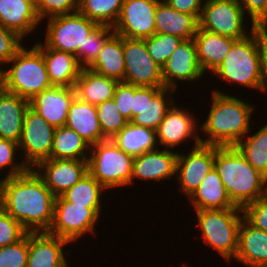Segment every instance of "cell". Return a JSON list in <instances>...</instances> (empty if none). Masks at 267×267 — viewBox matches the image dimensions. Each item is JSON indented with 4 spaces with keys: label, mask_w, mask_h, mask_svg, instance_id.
Here are the masks:
<instances>
[{
    "label": "cell",
    "mask_w": 267,
    "mask_h": 267,
    "mask_svg": "<svg viewBox=\"0 0 267 267\" xmlns=\"http://www.w3.org/2000/svg\"><path fill=\"white\" fill-rule=\"evenodd\" d=\"M180 106L175 102L156 129L157 142L161 148L175 151L176 146L179 149L182 143L185 146L187 140L189 142L193 139L192 147L201 144L199 117L191 113L189 108L182 107L183 103Z\"/></svg>",
    "instance_id": "cell-12"
},
{
    "label": "cell",
    "mask_w": 267,
    "mask_h": 267,
    "mask_svg": "<svg viewBox=\"0 0 267 267\" xmlns=\"http://www.w3.org/2000/svg\"><path fill=\"white\" fill-rule=\"evenodd\" d=\"M173 9L193 15L197 20L206 0H165Z\"/></svg>",
    "instance_id": "cell-48"
},
{
    "label": "cell",
    "mask_w": 267,
    "mask_h": 267,
    "mask_svg": "<svg viewBox=\"0 0 267 267\" xmlns=\"http://www.w3.org/2000/svg\"><path fill=\"white\" fill-rule=\"evenodd\" d=\"M109 26L99 25L83 44V68H89L99 56L105 42L114 34Z\"/></svg>",
    "instance_id": "cell-40"
},
{
    "label": "cell",
    "mask_w": 267,
    "mask_h": 267,
    "mask_svg": "<svg viewBox=\"0 0 267 267\" xmlns=\"http://www.w3.org/2000/svg\"><path fill=\"white\" fill-rule=\"evenodd\" d=\"M90 70L124 82L125 61L123 37L114 33L104 44L99 56L89 67Z\"/></svg>",
    "instance_id": "cell-32"
},
{
    "label": "cell",
    "mask_w": 267,
    "mask_h": 267,
    "mask_svg": "<svg viewBox=\"0 0 267 267\" xmlns=\"http://www.w3.org/2000/svg\"><path fill=\"white\" fill-rule=\"evenodd\" d=\"M264 196L267 198V176L265 177V193Z\"/></svg>",
    "instance_id": "cell-51"
},
{
    "label": "cell",
    "mask_w": 267,
    "mask_h": 267,
    "mask_svg": "<svg viewBox=\"0 0 267 267\" xmlns=\"http://www.w3.org/2000/svg\"><path fill=\"white\" fill-rule=\"evenodd\" d=\"M28 232L17 242L0 247V267H27Z\"/></svg>",
    "instance_id": "cell-41"
},
{
    "label": "cell",
    "mask_w": 267,
    "mask_h": 267,
    "mask_svg": "<svg viewBox=\"0 0 267 267\" xmlns=\"http://www.w3.org/2000/svg\"><path fill=\"white\" fill-rule=\"evenodd\" d=\"M24 39L16 32L6 29L0 25V69L16 55V53L26 44Z\"/></svg>",
    "instance_id": "cell-43"
},
{
    "label": "cell",
    "mask_w": 267,
    "mask_h": 267,
    "mask_svg": "<svg viewBox=\"0 0 267 267\" xmlns=\"http://www.w3.org/2000/svg\"><path fill=\"white\" fill-rule=\"evenodd\" d=\"M210 109L200 125L201 144L217 147L235 146L252 128V103L217 88L211 91ZM202 131V133H201ZM205 134V135H204ZM206 137V138H205Z\"/></svg>",
    "instance_id": "cell-2"
},
{
    "label": "cell",
    "mask_w": 267,
    "mask_h": 267,
    "mask_svg": "<svg viewBox=\"0 0 267 267\" xmlns=\"http://www.w3.org/2000/svg\"><path fill=\"white\" fill-rule=\"evenodd\" d=\"M96 108L102 133L107 139H111L129 122L122 116L113 99L96 105Z\"/></svg>",
    "instance_id": "cell-38"
},
{
    "label": "cell",
    "mask_w": 267,
    "mask_h": 267,
    "mask_svg": "<svg viewBox=\"0 0 267 267\" xmlns=\"http://www.w3.org/2000/svg\"><path fill=\"white\" fill-rule=\"evenodd\" d=\"M107 190L88 172L61 196L75 205L102 207V196ZM103 194V195H101Z\"/></svg>",
    "instance_id": "cell-35"
},
{
    "label": "cell",
    "mask_w": 267,
    "mask_h": 267,
    "mask_svg": "<svg viewBox=\"0 0 267 267\" xmlns=\"http://www.w3.org/2000/svg\"><path fill=\"white\" fill-rule=\"evenodd\" d=\"M202 243L231 263L238 249V233L243 219L242 208L195 210ZM207 244V245H206Z\"/></svg>",
    "instance_id": "cell-6"
},
{
    "label": "cell",
    "mask_w": 267,
    "mask_h": 267,
    "mask_svg": "<svg viewBox=\"0 0 267 267\" xmlns=\"http://www.w3.org/2000/svg\"><path fill=\"white\" fill-rule=\"evenodd\" d=\"M70 244L48 232H28L27 267H70L71 249L64 250Z\"/></svg>",
    "instance_id": "cell-18"
},
{
    "label": "cell",
    "mask_w": 267,
    "mask_h": 267,
    "mask_svg": "<svg viewBox=\"0 0 267 267\" xmlns=\"http://www.w3.org/2000/svg\"><path fill=\"white\" fill-rule=\"evenodd\" d=\"M261 92H267V42L264 45V51L262 56Z\"/></svg>",
    "instance_id": "cell-50"
},
{
    "label": "cell",
    "mask_w": 267,
    "mask_h": 267,
    "mask_svg": "<svg viewBox=\"0 0 267 267\" xmlns=\"http://www.w3.org/2000/svg\"><path fill=\"white\" fill-rule=\"evenodd\" d=\"M19 156L21 155L18 143L11 140L0 139V176L3 171V173L6 171L3 178L16 177L30 169L23 159L18 158ZM7 168L9 169L7 170Z\"/></svg>",
    "instance_id": "cell-37"
},
{
    "label": "cell",
    "mask_w": 267,
    "mask_h": 267,
    "mask_svg": "<svg viewBox=\"0 0 267 267\" xmlns=\"http://www.w3.org/2000/svg\"><path fill=\"white\" fill-rule=\"evenodd\" d=\"M196 45L199 64L204 73L212 75L213 71L224 61L236 39L216 33L197 29L193 38Z\"/></svg>",
    "instance_id": "cell-26"
},
{
    "label": "cell",
    "mask_w": 267,
    "mask_h": 267,
    "mask_svg": "<svg viewBox=\"0 0 267 267\" xmlns=\"http://www.w3.org/2000/svg\"><path fill=\"white\" fill-rule=\"evenodd\" d=\"M5 66L0 69L1 87L10 93L30 100L52 86L43 55L34 45L23 46Z\"/></svg>",
    "instance_id": "cell-5"
},
{
    "label": "cell",
    "mask_w": 267,
    "mask_h": 267,
    "mask_svg": "<svg viewBox=\"0 0 267 267\" xmlns=\"http://www.w3.org/2000/svg\"><path fill=\"white\" fill-rule=\"evenodd\" d=\"M113 78L98 74L89 68H82L76 81V96L92 105L113 99L117 84Z\"/></svg>",
    "instance_id": "cell-30"
},
{
    "label": "cell",
    "mask_w": 267,
    "mask_h": 267,
    "mask_svg": "<svg viewBox=\"0 0 267 267\" xmlns=\"http://www.w3.org/2000/svg\"><path fill=\"white\" fill-rule=\"evenodd\" d=\"M250 23L267 28V0H238Z\"/></svg>",
    "instance_id": "cell-47"
},
{
    "label": "cell",
    "mask_w": 267,
    "mask_h": 267,
    "mask_svg": "<svg viewBox=\"0 0 267 267\" xmlns=\"http://www.w3.org/2000/svg\"><path fill=\"white\" fill-rule=\"evenodd\" d=\"M76 97L75 87L51 86L29 100V107L46 122L56 127L65 126L71 102Z\"/></svg>",
    "instance_id": "cell-20"
},
{
    "label": "cell",
    "mask_w": 267,
    "mask_h": 267,
    "mask_svg": "<svg viewBox=\"0 0 267 267\" xmlns=\"http://www.w3.org/2000/svg\"><path fill=\"white\" fill-rule=\"evenodd\" d=\"M194 210L226 209L235 205L229 199L224 184L215 169L205 176L199 187L188 198Z\"/></svg>",
    "instance_id": "cell-29"
},
{
    "label": "cell",
    "mask_w": 267,
    "mask_h": 267,
    "mask_svg": "<svg viewBox=\"0 0 267 267\" xmlns=\"http://www.w3.org/2000/svg\"><path fill=\"white\" fill-rule=\"evenodd\" d=\"M267 42V28L256 27L243 39L236 40L224 61L212 75L231 85L261 91L262 56Z\"/></svg>",
    "instance_id": "cell-3"
},
{
    "label": "cell",
    "mask_w": 267,
    "mask_h": 267,
    "mask_svg": "<svg viewBox=\"0 0 267 267\" xmlns=\"http://www.w3.org/2000/svg\"><path fill=\"white\" fill-rule=\"evenodd\" d=\"M189 264H183L182 266L180 265V267H191V266H188Z\"/></svg>",
    "instance_id": "cell-52"
},
{
    "label": "cell",
    "mask_w": 267,
    "mask_h": 267,
    "mask_svg": "<svg viewBox=\"0 0 267 267\" xmlns=\"http://www.w3.org/2000/svg\"><path fill=\"white\" fill-rule=\"evenodd\" d=\"M144 107V87L134 85V97L132 99V118L140 114Z\"/></svg>",
    "instance_id": "cell-49"
},
{
    "label": "cell",
    "mask_w": 267,
    "mask_h": 267,
    "mask_svg": "<svg viewBox=\"0 0 267 267\" xmlns=\"http://www.w3.org/2000/svg\"><path fill=\"white\" fill-rule=\"evenodd\" d=\"M244 218L253 226L267 232V198L265 196L242 208Z\"/></svg>",
    "instance_id": "cell-45"
},
{
    "label": "cell",
    "mask_w": 267,
    "mask_h": 267,
    "mask_svg": "<svg viewBox=\"0 0 267 267\" xmlns=\"http://www.w3.org/2000/svg\"><path fill=\"white\" fill-rule=\"evenodd\" d=\"M65 126L73 129L90 146L107 139L99 124L96 105L89 104L77 96L70 104Z\"/></svg>",
    "instance_id": "cell-27"
},
{
    "label": "cell",
    "mask_w": 267,
    "mask_h": 267,
    "mask_svg": "<svg viewBox=\"0 0 267 267\" xmlns=\"http://www.w3.org/2000/svg\"><path fill=\"white\" fill-rule=\"evenodd\" d=\"M198 29V20L173 9L165 0L157 4L155 33L176 35L184 40L193 39Z\"/></svg>",
    "instance_id": "cell-28"
},
{
    "label": "cell",
    "mask_w": 267,
    "mask_h": 267,
    "mask_svg": "<svg viewBox=\"0 0 267 267\" xmlns=\"http://www.w3.org/2000/svg\"><path fill=\"white\" fill-rule=\"evenodd\" d=\"M43 25L35 0H0V25L16 32L23 39ZM26 36V37H25Z\"/></svg>",
    "instance_id": "cell-22"
},
{
    "label": "cell",
    "mask_w": 267,
    "mask_h": 267,
    "mask_svg": "<svg viewBox=\"0 0 267 267\" xmlns=\"http://www.w3.org/2000/svg\"><path fill=\"white\" fill-rule=\"evenodd\" d=\"M33 45L43 55L50 83L53 86L75 87L82 70L77 57L72 53L48 48L40 40Z\"/></svg>",
    "instance_id": "cell-21"
},
{
    "label": "cell",
    "mask_w": 267,
    "mask_h": 267,
    "mask_svg": "<svg viewBox=\"0 0 267 267\" xmlns=\"http://www.w3.org/2000/svg\"><path fill=\"white\" fill-rule=\"evenodd\" d=\"M55 199L33 168L16 177L0 178V207L27 232H48Z\"/></svg>",
    "instance_id": "cell-1"
},
{
    "label": "cell",
    "mask_w": 267,
    "mask_h": 267,
    "mask_svg": "<svg viewBox=\"0 0 267 267\" xmlns=\"http://www.w3.org/2000/svg\"><path fill=\"white\" fill-rule=\"evenodd\" d=\"M111 141L133 158L159 148L156 130L133 124L130 121L111 138Z\"/></svg>",
    "instance_id": "cell-31"
},
{
    "label": "cell",
    "mask_w": 267,
    "mask_h": 267,
    "mask_svg": "<svg viewBox=\"0 0 267 267\" xmlns=\"http://www.w3.org/2000/svg\"><path fill=\"white\" fill-rule=\"evenodd\" d=\"M177 91L167 87H144V107L130 122L156 130L167 111L177 101Z\"/></svg>",
    "instance_id": "cell-24"
},
{
    "label": "cell",
    "mask_w": 267,
    "mask_h": 267,
    "mask_svg": "<svg viewBox=\"0 0 267 267\" xmlns=\"http://www.w3.org/2000/svg\"><path fill=\"white\" fill-rule=\"evenodd\" d=\"M160 1L124 0L114 32L132 39L151 37L155 34V12Z\"/></svg>",
    "instance_id": "cell-15"
},
{
    "label": "cell",
    "mask_w": 267,
    "mask_h": 267,
    "mask_svg": "<svg viewBox=\"0 0 267 267\" xmlns=\"http://www.w3.org/2000/svg\"><path fill=\"white\" fill-rule=\"evenodd\" d=\"M37 14L44 19L78 11V0H35Z\"/></svg>",
    "instance_id": "cell-42"
},
{
    "label": "cell",
    "mask_w": 267,
    "mask_h": 267,
    "mask_svg": "<svg viewBox=\"0 0 267 267\" xmlns=\"http://www.w3.org/2000/svg\"><path fill=\"white\" fill-rule=\"evenodd\" d=\"M246 16L238 0H206L198 19V28L239 40L257 27L255 24L249 27Z\"/></svg>",
    "instance_id": "cell-10"
},
{
    "label": "cell",
    "mask_w": 267,
    "mask_h": 267,
    "mask_svg": "<svg viewBox=\"0 0 267 267\" xmlns=\"http://www.w3.org/2000/svg\"><path fill=\"white\" fill-rule=\"evenodd\" d=\"M124 0H78V12L98 25L114 27Z\"/></svg>",
    "instance_id": "cell-36"
},
{
    "label": "cell",
    "mask_w": 267,
    "mask_h": 267,
    "mask_svg": "<svg viewBox=\"0 0 267 267\" xmlns=\"http://www.w3.org/2000/svg\"><path fill=\"white\" fill-rule=\"evenodd\" d=\"M27 231L0 207V247L19 241Z\"/></svg>",
    "instance_id": "cell-44"
},
{
    "label": "cell",
    "mask_w": 267,
    "mask_h": 267,
    "mask_svg": "<svg viewBox=\"0 0 267 267\" xmlns=\"http://www.w3.org/2000/svg\"><path fill=\"white\" fill-rule=\"evenodd\" d=\"M214 167L231 202L240 208L264 196L265 176L235 146H214Z\"/></svg>",
    "instance_id": "cell-4"
},
{
    "label": "cell",
    "mask_w": 267,
    "mask_h": 267,
    "mask_svg": "<svg viewBox=\"0 0 267 267\" xmlns=\"http://www.w3.org/2000/svg\"><path fill=\"white\" fill-rule=\"evenodd\" d=\"M234 260L245 267H267V232L251 225L244 217Z\"/></svg>",
    "instance_id": "cell-23"
},
{
    "label": "cell",
    "mask_w": 267,
    "mask_h": 267,
    "mask_svg": "<svg viewBox=\"0 0 267 267\" xmlns=\"http://www.w3.org/2000/svg\"><path fill=\"white\" fill-rule=\"evenodd\" d=\"M134 97V85L125 82L117 84L113 100L122 116L130 121L132 119V99Z\"/></svg>",
    "instance_id": "cell-46"
},
{
    "label": "cell",
    "mask_w": 267,
    "mask_h": 267,
    "mask_svg": "<svg viewBox=\"0 0 267 267\" xmlns=\"http://www.w3.org/2000/svg\"><path fill=\"white\" fill-rule=\"evenodd\" d=\"M256 133L249 134L241 139L235 147L242 156L265 177L267 176V123L262 125ZM251 134V135H250Z\"/></svg>",
    "instance_id": "cell-34"
},
{
    "label": "cell",
    "mask_w": 267,
    "mask_h": 267,
    "mask_svg": "<svg viewBox=\"0 0 267 267\" xmlns=\"http://www.w3.org/2000/svg\"><path fill=\"white\" fill-rule=\"evenodd\" d=\"M91 146L73 129L56 127L50 158L88 160Z\"/></svg>",
    "instance_id": "cell-33"
},
{
    "label": "cell",
    "mask_w": 267,
    "mask_h": 267,
    "mask_svg": "<svg viewBox=\"0 0 267 267\" xmlns=\"http://www.w3.org/2000/svg\"><path fill=\"white\" fill-rule=\"evenodd\" d=\"M134 158L117 147L111 139L91 145L88 172L106 189L131 186Z\"/></svg>",
    "instance_id": "cell-7"
},
{
    "label": "cell",
    "mask_w": 267,
    "mask_h": 267,
    "mask_svg": "<svg viewBox=\"0 0 267 267\" xmlns=\"http://www.w3.org/2000/svg\"><path fill=\"white\" fill-rule=\"evenodd\" d=\"M102 207H85L66 201L62 196L55 199L54 217L49 234L75 243L90 233L96 235V225L102 218Z\"/></svg>",
    "instance_id": "cell-9"
},
{
    "label": "cell",
    "mask_w": 267,
    "mask_h": 267,
    "mask_svg": "<svg viewBox=\"0 0 267 267\" xmlns=\"http://www.w3.org/2000/svg\"><path fill=\"white\" fill-rule=\"evenodd\" d=\"M179 150L173 151L164 148H157L143 153L133 160V175L131 186L135 180L140 181H164L172 178L175 180L177 169V158Z\"/></svg>",
    "instance_id": "cell-19"
},
{
    "label": "cell",
    "mask_w": 267,
    "mask_h": 267,
    "mask_svg": "<svg viewBox=\"0 0 267 267\" xmlns=\"http://www.w3.org/2000/svg\"><path fill=\"white\" fill-rule=\"evenodd\" d=\"M183 40L176 35L155 33L145 43L152 59L163 67Z\"/></svg>",
    "instance_id": "cell-39"
},
{
    "label": "cell",
    "mask_w": 267,
    "mask_h": 267,
    "mask_svg": "<svg viewBox=\"0 0 267 267\" xmlns=\"http://www.w3.org/2000/svg\"><path fill=\"white\" fill-rule=\"evenodd\" d=\"M45 21V41L42 43L48 48L74 54L83 68V44L99 25L78 11L50 17Z\"/></svg>",
    "instance_id": "cell-8"
},
{
    "label": "cell",
    "mask_w": 267,
    "mask_h": 267,
    "mask_svg": "<svg viewBox=\"0 0 267 267\" xmlns=\"http://www.w3.org/2000/svg\"><path fill=\"white\" fill-rule=\"evenodd\" d=\"M204 75L193 39L183 40L162 67L164 87L176 91H178L180 82L182 84L191 82L192 84V82L201 81L205 78Z\"/></svg>",
    "instance_id": "cell-16"
},
{
    "label": "cell",
    "mask_w": 267,
    "mask_h": 267,
    "mask_svg": "<svg viewBox=\"0 0 267 267\" xmlns=\"http://www.w3.org/2000/svg\"><path fill=\"white\" fill-rule=\"evenodd\" d=\"M54 131V126L28 107L24 116L19 149L23 156L20 158L29 168H34L40 161L50 158Z\"/></svg>",
    "instance_id": "cell-13"
},
{
    "label": "cell",
    "mask_w": 267,
    "mask_h": 267,
    "mask_svg": "<svg viewBox=\"0 0 267 267\" xmlns=\"http://www.w3.org/2000/svg\"><path fill=\"white\" fill-rule=\"evenodd\" d=\"M29 100L0 88V139L19 144Z\"/></svg>",
    "instance_id": "cell-25"
},
{
    "label": "cell",
    "mask_w": 267,
    "mask_h": 267,
    "mask_svg": "<svg viewBox=\"0 0 267 267\" xmlns=\"http://www.w3.org/2000/svg\"><path fill=\"white\" fill-rule=\"evenodd\" d=\"M187 153L178 152L176 181L181 195L190 197L214 167V146L199 144Z\"/></svg>",
    "instance_id": "cell-14"
},
{
    "label": "cell",
    "mask_w": 267,
    "mask_h": 267,
    "mask_svg": "<svg viewBox=\"0 0 267 267\" xmlns=\"http://www.w3.org/2000/svg\"><path fill=\"white\" fill-rule=\"evenodd\" d=\"M33 169L53 195L58 197L88 173V161L48 158L40 161Z\"/></svg>",
    "instance_id": "cell-17"
},
{
    "label": "cell",
    "mask_w": 267,
    "mask_h": 267,
    "mask_svg": "<svg viewBox=\"0 0 267 267\" xmlns=\"http://www.w3.org/2000/svg\"><path fill=\"white\" fill-rule=\"evenodd\" d=\"M124 82L142 87H164L162 67L150 56L145 39L123 37Z\"/></svg>",
    "instance_id": "cell-11"
}]
</instances>
